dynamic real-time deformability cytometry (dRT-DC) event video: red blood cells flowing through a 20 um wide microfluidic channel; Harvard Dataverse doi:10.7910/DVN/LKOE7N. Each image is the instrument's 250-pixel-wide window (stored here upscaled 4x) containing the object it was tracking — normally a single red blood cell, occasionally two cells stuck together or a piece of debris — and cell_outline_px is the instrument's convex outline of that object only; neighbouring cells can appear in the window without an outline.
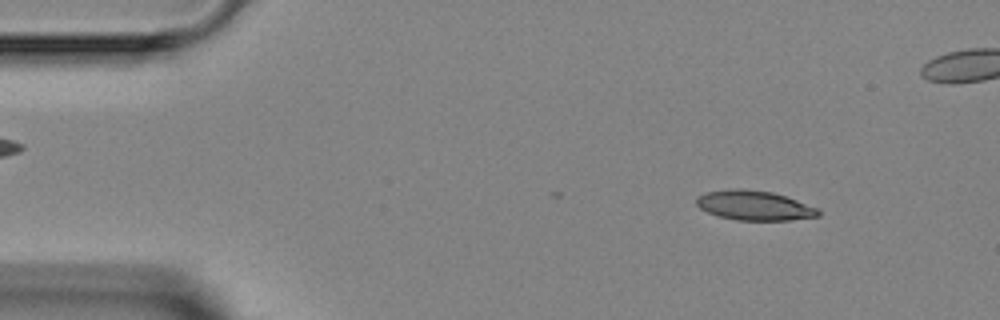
{"species": "Egyptian fruit bat (a non-hibernating species)", "species_latin": "Rousettus aegyptiacus", "temperature_condition": "room temperature", "stored_images_in_passage": 4, "camera_frame_rate_fps": 3000, "um_per_image_px": 0.085, "animal": {"sex": "female"}, "frame": {"image": 1, "passage_image": 1, "time_ms": 0.0, "image_size_px": [1000, 320], "cell_outline_px": [[820, 216], [792, 220], [736, 220], [716, 216], [700, 208], [696, 204], [696, 196], [704, 192], [728, 188], [744, 188], [772, 192], [820, 208]], "centroid_in_image_um": [64.09, 17.45], "position_along_channel_um": 20.9, "area_um2": 21.39}}